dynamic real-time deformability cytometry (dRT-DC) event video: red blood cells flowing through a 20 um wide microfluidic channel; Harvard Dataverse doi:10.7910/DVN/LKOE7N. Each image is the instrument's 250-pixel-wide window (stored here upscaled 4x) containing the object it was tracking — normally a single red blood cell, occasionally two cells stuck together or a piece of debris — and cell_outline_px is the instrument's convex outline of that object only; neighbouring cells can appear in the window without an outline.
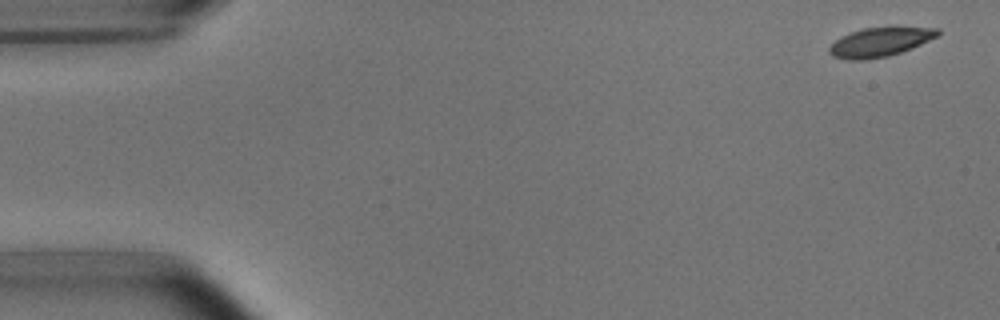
{"species": "common noctule bat (a hibernating species)", "species_latin": "Nyctalus noctula", "temperature_condition": "room temperature", "stored_images_in_passage": 4, "camera_frame_rate_fps": 3000, "um_per_image_px": 0.085, "animal": {"sex": "male", "body_mass_g": 15.6}, "frame": {"image": 1, "passage_image": 1, "time_ms": 0.0, "image_size_px": [1000, 320], "cell_outline_px": [[940, 36], [900, 52], [888, 56], [868, 60], [848, 60], [832, 56], [828, 52], [828, 48], [840, 36], [864, 28], [896, 24], [940, 28]], "centroid_in_image_um": [74.87, 3.52], "position_along_channel_um": 10.1, "area_um2": 19.25}}
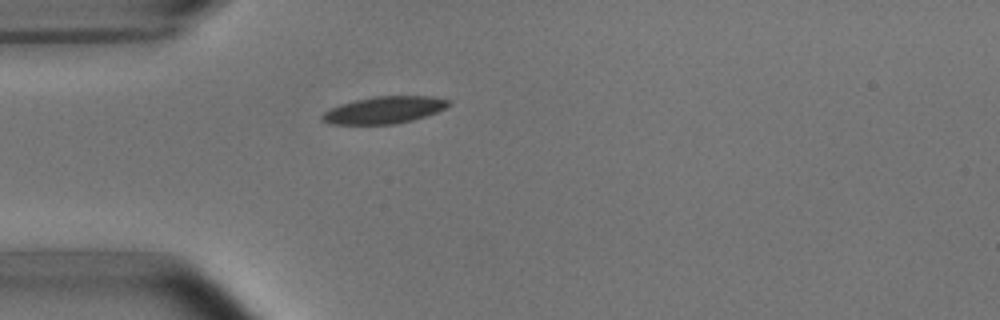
{"frame": {"image": 2, "passage_image": 4, "time_ms": 4.333, "image_size_px": [1000, 320], "cell_outline_px": [[452, 104], [436, 112], [412, 120], [396, 124], [328, 124], [320, 120], [320, 116], [324, 112], [340, 104], [356, 100], [376, 96], [432, 96], [452, 100]], "centroid_in_image_um": [32.66, 9.35], "position_along_channel_um": 52.3, "area_um2": 19.94}}